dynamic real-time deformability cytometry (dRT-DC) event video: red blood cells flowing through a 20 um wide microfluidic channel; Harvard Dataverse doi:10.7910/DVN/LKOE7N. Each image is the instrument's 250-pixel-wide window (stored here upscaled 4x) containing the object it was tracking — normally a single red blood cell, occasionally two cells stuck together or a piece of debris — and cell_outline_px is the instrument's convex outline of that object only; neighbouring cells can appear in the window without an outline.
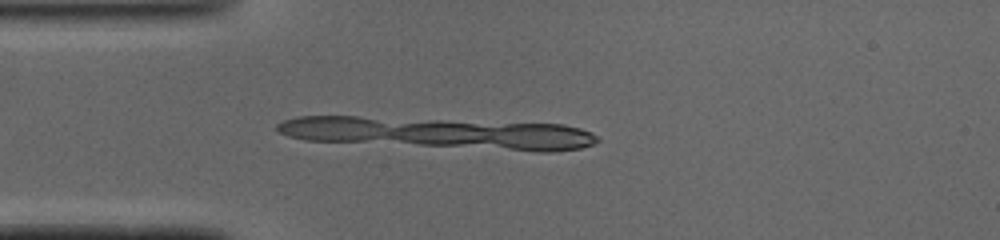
{"species": "common noctule bat (a hibernating species)", "species_latin": "Nyctalus noctula", "temperature_condition": "cold", "stored_images_in_passage": 35, "segment_of_instrument_passage": [1, 2], "camera_frame_rate_fps": 3000, "um_per_image_px": 0.085, "animal": {"sex": "male", "body_mass_g": 19.0, "forearm_length_mm": 50.8}, "frame": {"image": 1, "passage_image": 11, "time_ms": 3.333, "image_size_px": [1000, 240], "cell_outline_px": [[592, 140], [588, 144], [576, 148], [516, 148], [436, 144], [412, 140], [400, 136], [400, 128], [412, 124], [556, 124], [576, 128], [588, 132], [592, 136]], "centroid_in_image_um": [42.41, 11.5], "position_along_channel_um": 42.6, "area_um2": 28.61}}